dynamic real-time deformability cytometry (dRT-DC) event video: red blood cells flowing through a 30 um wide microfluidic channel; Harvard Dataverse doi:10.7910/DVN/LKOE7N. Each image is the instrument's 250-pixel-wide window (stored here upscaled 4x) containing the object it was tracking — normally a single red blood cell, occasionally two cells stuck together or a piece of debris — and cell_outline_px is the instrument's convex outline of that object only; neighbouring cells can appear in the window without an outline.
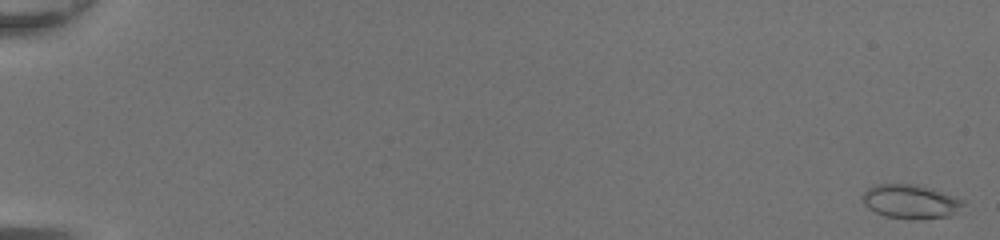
{"species": "common noctule bat (a hibernating species)", "species_latin": "Nyctalus noctula", "temperature_condition": "room temperature", "stored_images_in_passage": 50, "camera_frame_rate_fps": 3000, "um_per_image_px": 0.085, "animal": {"sex": "female", "body_mass_g": 20.0, "forearm_length_mm": 54.0}, "frame": {"image": 1, "passage_image": 1, "time_ms": 0.0, "image_size_px": [1000, 240], "cell_outline_px": [[964, 204], [948, 216], [916, 220], [884, 216], [868, 208], [864, 204], [860, 196], [872, 184], [916, 184], [964, 200]], "centroid_in_image_um": [77.31, 17.13], "position_along_channel_um": 7.7, "area_um2": 19.77}}
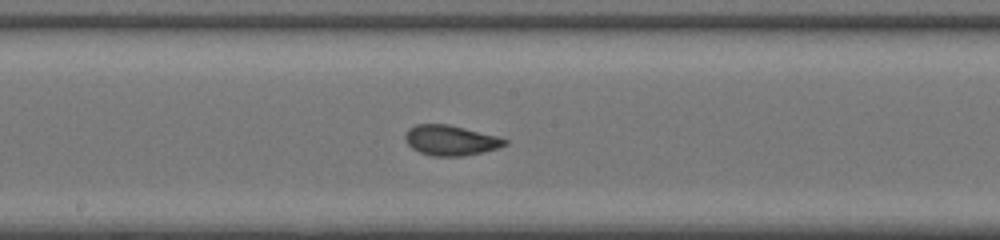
{"frame": {"image": 2, "passage_image": 29, "time_ms": 9.333, "image_size_px": [1000, 240], "cell_outline_px": [[508, 144], [500, 148], [484, 152], [464, 156], [432, 156], [420, 152], [412, 148], [408, 144], [404, 136], [408, 128], [416, 124], [448, 124], [496, 136], [508, 140]], "centroid_in_image_um": [38.31, 11.93], "position_along_channel_um": 209.9, "area_um2": 17.57}}
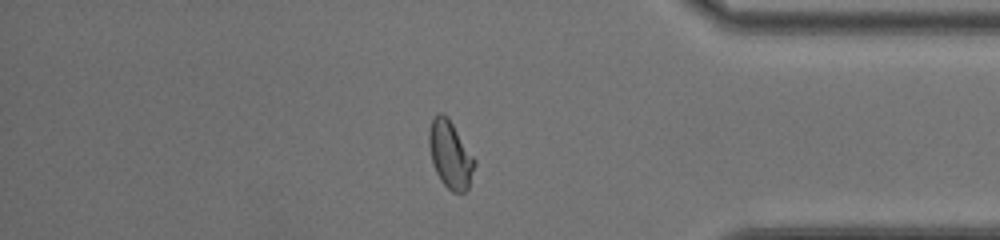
{"frame": {"image": 3, "passage_image": 43, "time_ms": 14.0, "image_size_px": [1000, 240], "cell_outline_px": [[476, 164], [468, 188], [464, 192], [452, 192], [440, 180], [432, 164], [428, 144], [428, 132], [432, 120], [436, 112], [440, 112], [448, 116], [476, 160]], "centroid_in_image_um": [38.26, 13.12], "position_along_channel_um": 396.9, "area_um2": 18.09}, "authors_computed_cell_mechanics": {"area_um2": 17.918, "velocity_mm_per_s": 4.4081, "shape_relaxation_time_tau1_ms": 6.6074, "shape_relaxation_time_tau2_ms": null, "deformation_change_tau1": 0.1683, "deformation_change_tau2": null}}